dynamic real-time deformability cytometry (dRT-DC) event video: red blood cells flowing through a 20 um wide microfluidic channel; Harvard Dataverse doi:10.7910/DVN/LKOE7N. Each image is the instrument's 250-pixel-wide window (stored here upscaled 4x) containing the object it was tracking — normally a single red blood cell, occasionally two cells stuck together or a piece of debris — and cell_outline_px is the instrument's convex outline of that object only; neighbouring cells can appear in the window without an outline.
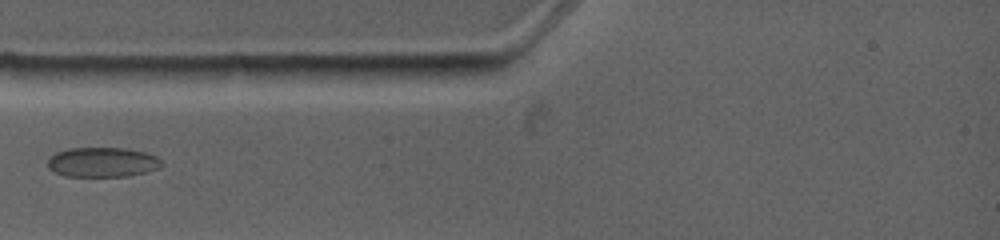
{"species": "common noctule bat (a hibernating species)", "species_latin": "Nyctalus noctula", "temperature_condition": "warm", "stored_images_in_passage": 7, "camera_frame_rate_fps": 4500, "um_per_image_px": 0.085, "animal": {"sex": "female", "body_mass_g": 19.0, "forearm_length_mm": 53.3}, "frame": {"image": 1, "passage_image": 4, "time_ms": 2.444, "image_size_px": [1000, 240], "cell_outline_px": [[164, 164], [160, 168], [128, 176], [64, 176], [48, 168], [48, 156], [56, 152], [68, 148], [124, 148], [144, 152], [156, 156]], "centroid_in_image_um": [8.69, 13.78], "position_along_channel_um": 76.3, "area_um2": 19.77}}
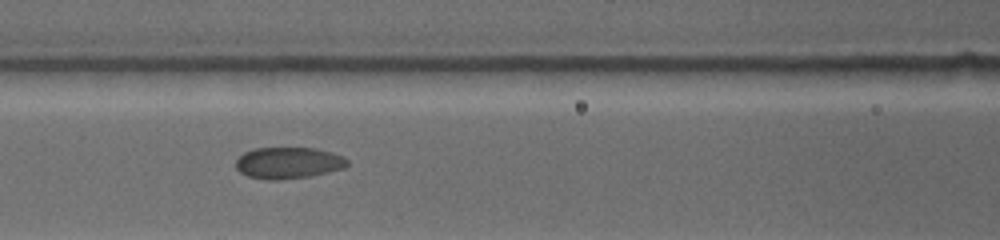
{"frame": {"image": 2, "passage_image": 6, "time_ms": 4.222, "image_size_px": [1000, 240], "cell_outline_px": [[348, 164], [344, 168], [312, 176], [276, 180], [268, 180], [248, 176], [240, 172], [236, 168], [236, 160], [244, 152], [256, 148], [316, 148], [332, 152], [344, 156], [348, 160]], "centroid_in_image_um": [24.53, 13.84], "position_along_channel_um": 142.1, "area_um2": 20.52}}
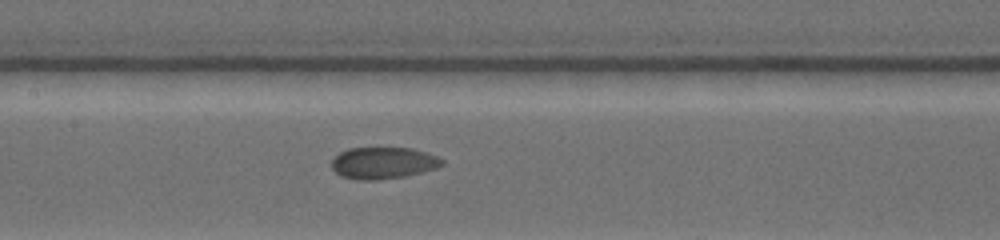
{"frame": {"image": 3, "passage_image": 7, "time_ms": 5.111, "image_size_px": [1000, 240], "cell_outline_px": [[444, 164], [436, 168], [424, 172], [404, 176], [376, 180], [356, 180], [340, 176], [332, 168], [332, 160], [340, 152], [348, 148], [412, 148], [428, 152], [444, 160]], "centroid_in_image_um": [32.59, 13.85], "position_along_channel_um": 174.8, "area_um2": 20.52}}